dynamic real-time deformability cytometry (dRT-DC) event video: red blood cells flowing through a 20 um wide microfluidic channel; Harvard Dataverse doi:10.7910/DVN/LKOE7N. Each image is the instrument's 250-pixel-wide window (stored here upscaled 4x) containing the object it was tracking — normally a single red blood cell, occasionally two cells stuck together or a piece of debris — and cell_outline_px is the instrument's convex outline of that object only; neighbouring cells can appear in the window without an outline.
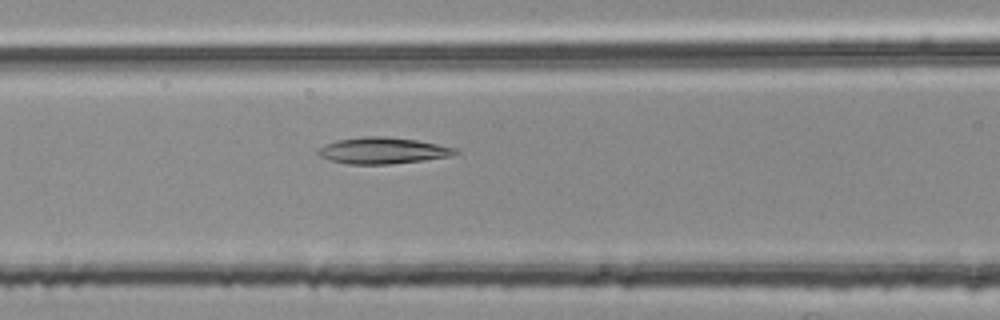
{"species": "common noctule bat (a hibernating species)", "species_latin": "Nyctalus noctula", "temperature_condition": "room temperature", "stored_images_in_passage": 44, "camera_frame_rate_fps": 3000, "um_per_image_px": 0.085, "animal": {"sex": "female", "body_mass_g": 25.1}, "frame": {"image": 1, "passage_image": 12, "time_ms": 3.667, "image_size_px": [1000, 320], "cell_outline_px": [[460, 152], [452, 156], [388, 164], [348, 164], [332, 160], [320, 156], [316, 152], [316, 148], [324, 144], [336, 140], [364, 136], [388, 136], [416, 140], [456, 148]], "centroid_in_image_um": [32.49, 12.79], "position_along_channel_um": 134.1, "area_um2": 21.04}}
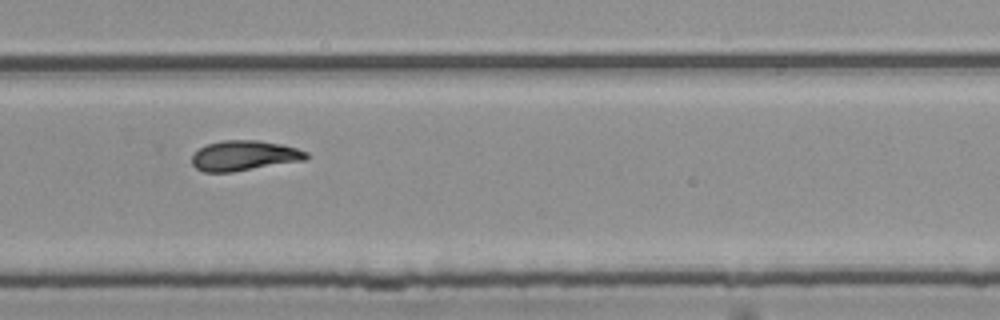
{"frame": {"image": 2, "passage_image": 26, "time_ms": 8.333, "image_size_px": [1000, 320], "cell_outline_px": [[308, 160], [232, 172], [204, 172], [196, 168], [192, 164], [192, 156], [200, 148], [208, 144], [224, 140], [256, 140], [280, 144], [296, 148], [308, 152]], "centroid_in_image_um": [20.79, 13.24], "position_along_channel_um": 309.0, "area_um2": 20.06}}
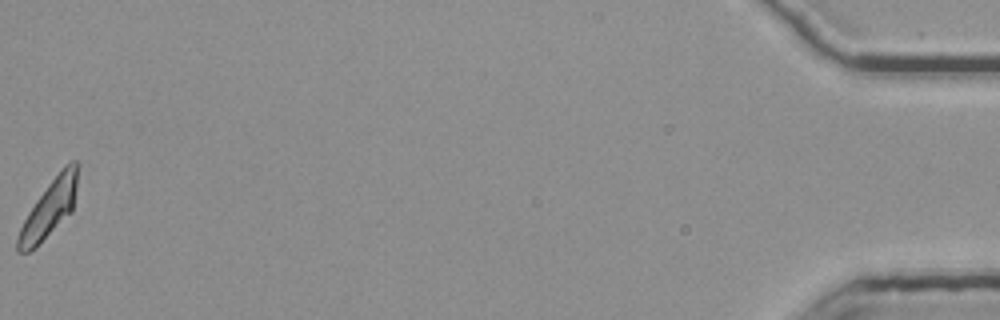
{"frame": {"image": 3, "passage_image": 44, "time_ms": 14.333, "image_size_px": [1000, 320], "cell_outline_px": [[80, 164], [72, 212], [28, 252], [16, 252], [16, 240], [20, 228], [28, 212], [36, 200], [48, 184], [64, 164], [72, 160], [76, 160]], "centroid_in_image_um": [4.21, 17.65], "position_along_channel_um": 431.0, "area_um2": 19.65}, "authors_computed_cell_mechanics": {"area_um2": 20.1433, "velocity_mm_per_s": 3.7612, "shape_relaxation_time_tau1_ms": 8.432, "shape_relaxation_time_tau2_ms": 3.1005, "deformation_change_tau1": 0.2284, "deformation_change_tau2": 0.1139}}